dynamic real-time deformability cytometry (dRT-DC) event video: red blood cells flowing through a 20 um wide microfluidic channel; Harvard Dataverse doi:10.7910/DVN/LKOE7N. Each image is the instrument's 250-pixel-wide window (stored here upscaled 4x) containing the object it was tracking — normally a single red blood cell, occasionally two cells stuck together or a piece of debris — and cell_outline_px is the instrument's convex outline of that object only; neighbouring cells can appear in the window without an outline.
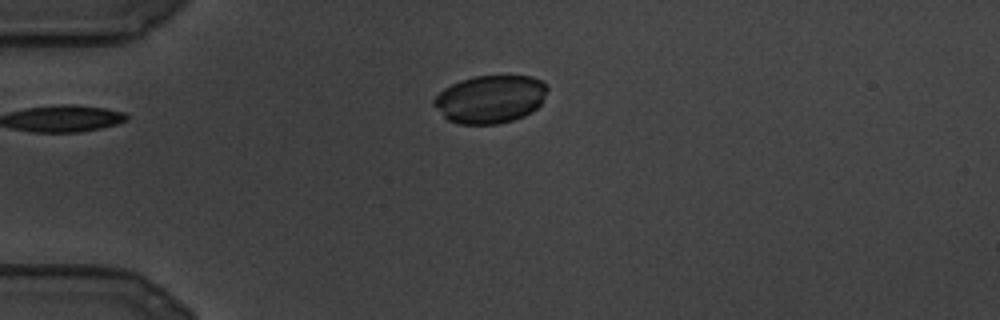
{"species": "common noctule bat (a hibernating species)", "species_latin": "Nyctalus noctula", "temperature_condition": "cold", "stored_images_in_passage": 83, "camera_frame_rate_fps": 3000, "um_per_image_px": 0.085, "animal": {"sex": "male", "body_mass_g": 19.5, "forearm_length_mm": 54.6}, "frame": {"image": 1, "passage_image": 1, "time_ms": 0.0, "image_size_px": [1000, 320], "cell_outline_px": [[548, 88], [540, 104], [532, 112], [524, 116], [512, 120], [496, 124], [460, 124], [448, 120], [432, 104], [432, 100], [444, 88], [460, 80], [476, 76], [532, 76], [548, 84]], "centroid_in_image_um": [41.67, 8.42], "position_along_channel_um": 43.3, "area_um2": 31.62}}